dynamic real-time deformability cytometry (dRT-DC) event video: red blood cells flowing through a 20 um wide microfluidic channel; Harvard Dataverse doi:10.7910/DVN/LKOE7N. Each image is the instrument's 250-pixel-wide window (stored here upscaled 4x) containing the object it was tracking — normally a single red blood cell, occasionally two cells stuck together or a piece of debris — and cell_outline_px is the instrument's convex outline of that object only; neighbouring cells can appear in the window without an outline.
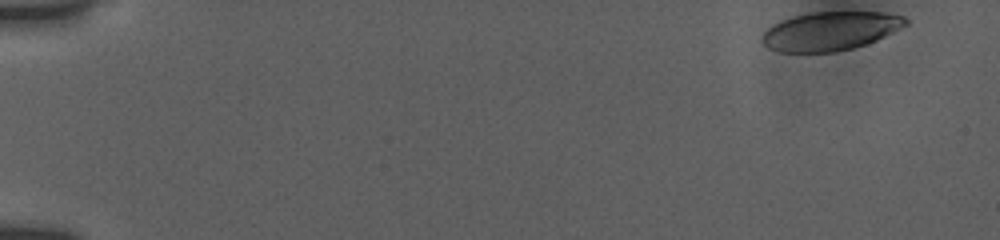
{"species": "human", "species_latin": "Homo sapiens", "temperature_condition": "room temperature", "stored_images_in_passage": 48, "camera_frame_rate_fps": 3000, "um_per_image_px": 0.085, "donor": {"sex": "female"}, "frame": {"image": 1, "passage_image": 1, "time_ms": 0.0, "image_size_px": [1000, 240], "cell_outline_px": [[908, 24], [876, 40], [852, 48], [836, 52], [776, 52], [768, 48], [760, 40], [760, 36], [772, 24], [780, 20], [792, 16], [812, 12], [884, 12], [904, 16], [908, 20]], "centroid_in_image_um": [70.52, 2.64], "position_along_channel_um": 14.5, "area_um2": 32.54}}
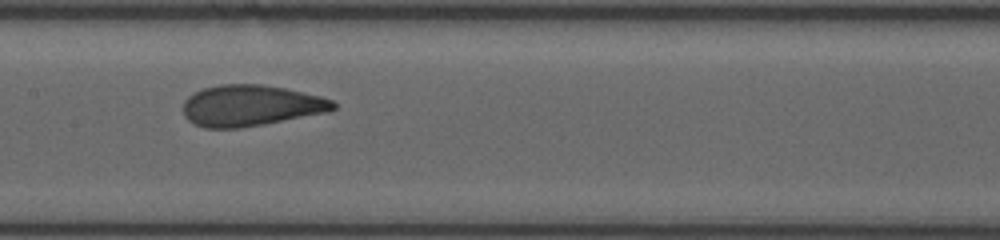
{"frame": {"image": 2, "passage_image": 28, "time_ms": 8.667, "image_size_px": [1000, 240], "cell_outline_px": [[336, 108], [328, 112], [264, 124], [240, 128], [204, 128], [188, 120], [184, 116], [184, 100], [188, 96], [204, 88], [220, 84], [260, 84], [284, 88], [320, 96], [332, 100], [336, 104]], "centroid_in_image_um": [21.31, 8.98], "position_along_channel_um": 186.1, "area_um2": 35.84}}
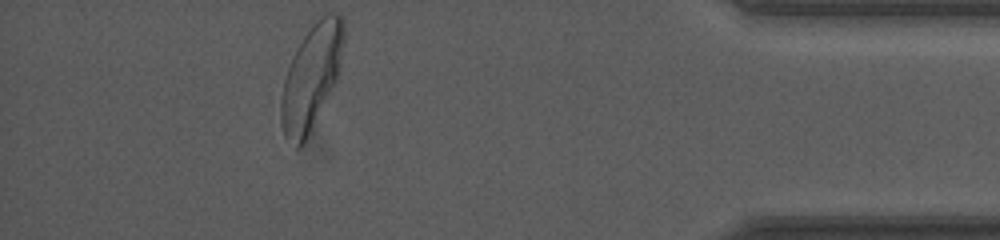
{"frame": {"image": 3, "passage_image": 48, "time_ms": 15.667, "image_size_px": [1000, 240], "cell_outline_px": [[344, 40], [340, 64], [336, 80], [304, 144], [300, 148], [296, 148], [284, 136], [280, 120], [280, 100], [284, 80], [292, 56], [312, 16], [328, 12], [340, 12], [344, 16]], "centroid_in_image_um": [26.46, 6.43], "position_along_channel_um": 408.7, "area_um2": 39.19}, "authors_computed_cell_mechanics": {"area_um2": 35.6048, "velocity_mm_per_s": 3.774, "shape_relaxation_time_tau1_ms": 4.0771, "shape_relaxation_time_tau2_ms": 0.8614, "deformation_change_tau1": 0.1948, "deformation_change_tau2": 0.0764}}